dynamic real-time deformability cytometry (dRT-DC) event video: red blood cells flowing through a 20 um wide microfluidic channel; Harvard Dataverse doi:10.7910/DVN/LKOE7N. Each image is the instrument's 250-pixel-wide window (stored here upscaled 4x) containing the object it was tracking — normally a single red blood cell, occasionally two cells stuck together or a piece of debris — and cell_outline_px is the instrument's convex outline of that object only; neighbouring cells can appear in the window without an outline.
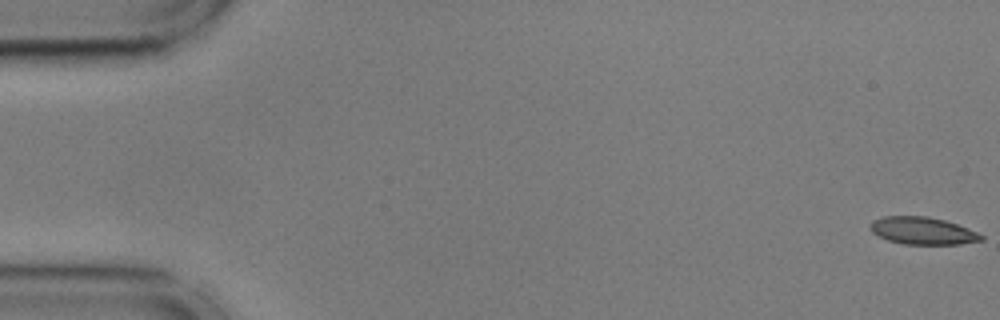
{"species": "common noctule bat (a hibernating species)", "species_latin": "Nyctalus noctula", "temperature_condition": "cold", "stored_images_in_passage": 9, "camera_frame_rate_fps": 3000, "um_per_image_px": 0.085, "animal": {"sex": "male", "body_mass_g": 17.9, "forearm_length_mm": 54.2}, "frame": {"image": 1, "passage_image": 1, "time_ms": 0.0, "image_size_px": [1000, 320], "cell_outline_px": [[984, 240], [960, 244], [904, 244], [888, 240], [872, 232], [872, 220], [884, 216], [928, 216], [944, 220], [968, 228], [984, 236]], "centroid_in_image_um": [78.45, 19.61], "position_along_channel_um": 6.5, "area_um2": 17.51}}